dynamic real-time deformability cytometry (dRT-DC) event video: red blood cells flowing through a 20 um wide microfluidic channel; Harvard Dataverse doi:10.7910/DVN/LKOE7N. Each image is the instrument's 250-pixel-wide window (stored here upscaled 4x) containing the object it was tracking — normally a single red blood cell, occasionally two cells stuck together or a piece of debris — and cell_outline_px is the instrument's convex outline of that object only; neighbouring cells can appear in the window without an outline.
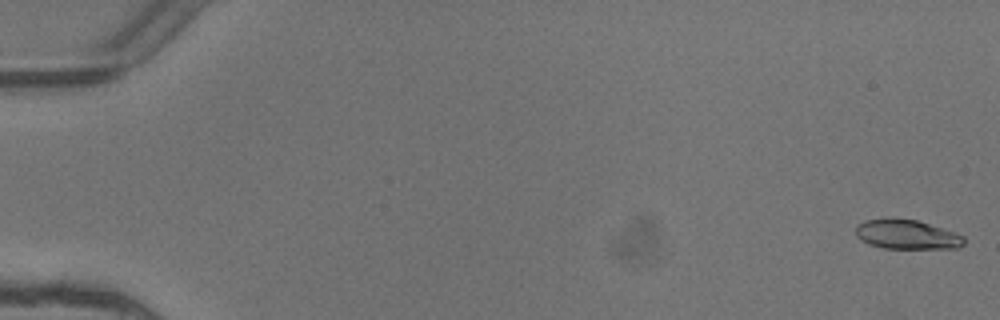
{"species": "common noctule bat (a hibernating species)", "species_latin": "Nyctalus noctula", "temperature_condition": "warm", "stored_images_in_passage": 4, "camera_frame_rate_fps": 3000, "um_per_image_px": 0.085, "animal": {"sex": "female"}, "frame": {"image": 1, "passage_image": 1, "time_ms": 0.0, "image_size_px": [1000, 320], "cell_outline_px": [[964, 244], [960, 248], [884, 248], [868, 244], [860, 240], [856, 236], [856, 228], [864, 220], [884, 216], [892, 216], [916, 220], [956, 232], [964, 236]], "centroid_in_image_um": [77.05, 19.9], "position_along_channel_um": 7.9, "area_um2": 19.02}}